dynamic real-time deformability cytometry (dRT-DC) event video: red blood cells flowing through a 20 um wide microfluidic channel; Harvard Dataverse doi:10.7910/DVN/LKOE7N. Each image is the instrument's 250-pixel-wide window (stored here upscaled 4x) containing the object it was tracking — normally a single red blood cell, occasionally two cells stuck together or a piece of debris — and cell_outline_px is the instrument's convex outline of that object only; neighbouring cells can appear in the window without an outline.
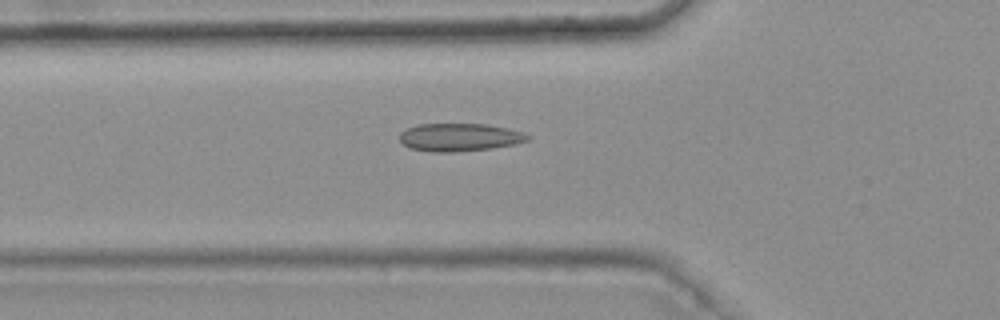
{"species": "common noctule bat (a hibernating species)", "species_latin": "Nyctalus noctula", "temperature_condition": "warm", "stored_images_in_passage": 49, "camera_frame_rate_fps": 3000, "um_per_image_px": 0.085, "animal": {"sex": "female", "body_mass_g": 25.1}, "frame": {"image": 1, "passage_image": 19, "time_ms": 6.0, "image_size_px": [1000, 320], "cell_outline_px": [[532, 136], [528, 140], [516, 144], [492, 148], [452, 152], [432, 152], [408, 148], [400, 140], [400, 132], [408, 128], [420, 124], [488, 124], [508, 128], [524, 132]], "centroid_in_image_um": [39.09, 11.67], "position_along_channel_um": 86.7, "area_um2": 20.92}}
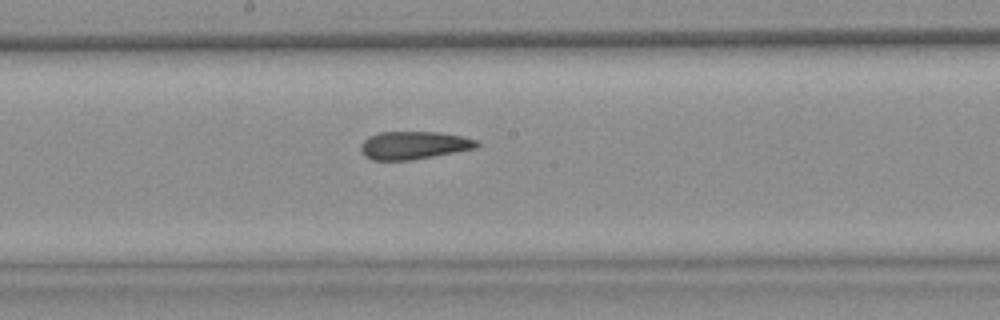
{"frame": {"image": 2, "passage_image": 29, "time_ms": 9.333, "image_size_px": [1000, 320], "cell_outline_px": [[480, 144], [476, 148], [412, 160], [372, 160], [364, 156], [360, 148], [360, 144], [368, 136], [380, 132], [440, 132], [464, 136], [480, 140]], "centroid_in_image_um": [35.19, 12.34], "position_along_channel_um": 213.0, "area_um2": 19.07}}
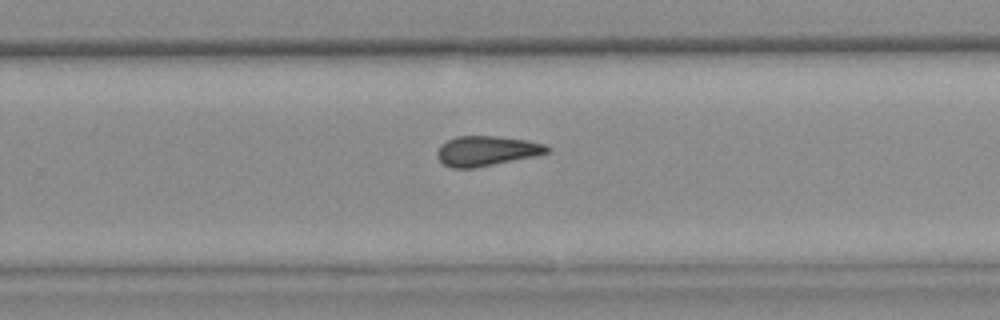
{"frame": {"image": 3, "passage_image": 35, "time_ms": 11.333, "image_size_px": [1000, 320], "cell_outline_px": [[552, 148], [548, 152], [536, 156], [476, 168], [452, 168], [444, 164], [436, 156], [436, 152], [440, 144], [456, 136], [496, 136], [528, 140], [544, 144]], "centroid_in_image_um": [41.36, 12.83], "position_along_channel_um": 288.4, "area_um2": 19.36}, "authors_computed_cell_mechanics": {"area_um2": 19.652, "velocity_mm_per_s": 3.7833, "shape_relaxation_time_tau1_ms": null, "shape_relaxation_time_tau2_ms": 2.3054, "deformation_change_tau1": null, "deformation_change_tau2": 0.0832}}